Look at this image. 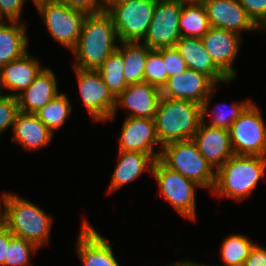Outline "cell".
Listing matches in <instances>:
<instances>
[{
	"label": "cell",
	"instance_id": "obj_22",
	"mask_svg": "<svg viewBox=\"0 0 266 266\" xmlns=\"http://www.w3.org/2000/svg\"><path fill=\"white\" fill-rule=\"evenodd\" d=\"M12 131V141L31 152L48 146L54 136L35 114L20 111L15 117Z\"/></svg>",
	"mask_w": 266,
	"mask_h": 266
},
{
	"label": "cell",
	"instance_id": "obj_11",
	"mask_svg": "<svg viewBox=\"0 0 266 266\" xmlns=\"http://www.w3.org/2000/svg\"><path fill=\"white\" fill-rule=\"evenodd\" d=\"M181 9L182 3L178 0H157L149 31L142 42L150 49L175 47L181 38Z\"/></svg>",
	"mask_w": 266,
	"mask_h": 266
},
{
	"label": "cell",
	"instance_id": "obj_7",
	"mask_svg": "<svg viewBox=\"0 0 266 266\" xmlns=\"http://www.w3.org/2000/svg\"><path fill=\"white\" fill-rule=\"evenodd\" d=\"M34 6L52 38L72 51L80 37L87 14L56 0L39 1Z\"/></svg>",
	"mask_w": 266,
	"mask_h": 266
},
{
	"label": "cell",
	"instance_id": "obj_14",
	"mask_svg": "<svg viewBox=\"0 0 266 266\" xmlns=\"http://www.w3.org/2000/svg\"><path fill=\"white\" fill-rule=\"evenodd\" d=\"M241 34L233 31L210 27L201 38L206 51L214 63L231 79L237 77L233 62L241 45Z\"/></svg>",
	"mask_w": 266,
	"mask_h": 266
},
{
	"label": "cell",
	"instance_id": "obj_38",
	"mask_svg": "<svg viewBox=\"0 0 266 266\" xmlns=\"http://www.w3.org/2000/svg\"><path fill=\"white\" fill-rule=\"evenodd\" d=\"M243 266H266V248L254 244Z\"/></svg>",
	"mask_w": 266,
	"mask_h": 266
},
{
	"label": "cell",
	"instance_id": "obj_34",
	"mask_svg": "<svg viewBox=\"0 0 266 266\" xmlns=\"http://www.w3.org/2000/svg\"><path fill=\"white\" fill-rule=\"evenodd\" d=\"M162 58L168 73V78L188 69L185 60L181 57L176 47L162 48Z\"/></svg>",
	"mask_w": 266,
	"mask_h": 266
},
{
	"label": "cell",
	"instance_id": "obj_30",
	"mask_svg": "<svg viewBox=\"0 0 266 266\" xmlns=\"http://www.w3.org/2000/svg\"><path fill=\"white\" fill-rule=\"evenodd\" d=\"M215 90H216V88L204 100V103L202 105V119H205L206 115L207 116H211L212 118H210V119L212 121L208 125L214 126V127H222V128L229 129L231 124L252 103V100L251 99H249V100L247 99L244 102L232 103V105L230 106V109H228V111H226L225 108L222 109V105L220 104V105H217L216 107H214L213 110L211 109L212 113L210 114L208 112V110L210 109L209 105H210L211 100H212V98L214 96L213 93H215Z\"/></svg>",
	"mask_w": 266,
	"mask_h": 266
},
{
	"label": "cell",
	"instance_id": "obj_23",
	"mask_svg": "<svg viewBox=\"0 0 266 266\" xmlns=\"http://www.w3.org/2000/svg\"><path fill=\"white\" fill-rule=\"evenodd\" d=\"M118 163L112 173L108 192L121 189L136 180L144 171H152L155 160L148 154L131 151H118Z\"/></svg>",
	"mask_w": 266,
	"mask_h": 266
},
{
	"label": "cell",
	"instance_id": "obj_36",
	"mask_svg": "<svg viewBox=\"0 0 266 266\" xmlns=\"http://www.w3.org/2000/svg\"><path fill=\"white\" fill-rule=\"evenodd\" d=\"M25 2L26 0H0V20L21 22Z\"/></svg>",
	"mask_w": 266,
	"mask_h": 266
},
{
	"label": "cell",
	"instance_id": "obj_27",
	"mask_svg": "<svg viewBox=\"0 0 266 266\" xmlns=\"http://www.w3.org/2000/svg\"><path fill=\"white\" fill-rule=\"evenodd\" d=\"M124 67L123 52L118 48L97 70L103 82L115 97L128 86L124 79Z\"/></svg>",
	"mask_w": 266,
	"mask_h": 266
},
{
	"label": "cell",
	"instance_id": "obj_4",
	"mask_svg": "<svg viewBox=\"0 0 266 266\" xmlns=\"http://www.w3.org/2000/svg\"><path fill=\"white\" fill-rule=\"evenodd\" d=\"M5 226L16 236L34 243L39 249L47 244L52 216L27 199L8 193Z\"/></svg>",
	"mask_w": 266,
	"mask_h": 266
},
{
	"label": "cell",
	"instance_id": "obj_24",
	"mask_svg": "<svg viewBox=\"0 0 266 266\" xmlns=\"http://www.w3.org/2000/svg\"><path fill=\"white\" fill-rule=\"evenodd\" d=\"M7 22L0 20V68L28 52L26 23Z\"/></svg>",
	"mask_w": 266,
	"mask_h": 266
},
{
	"label": "cell",
	"instance_id": "obj_39",
	"mask_svg": "<svg viewBox=\"0 0 266 266\" xmlns=\"http://www.w3.org/2000/svg\"><path fill=\"white\" fill-rule=\"evenodd\" d=\"M13 236L14 235L6 226L0 229V266H5L7 249L9 247L10 239Z\"/></svg>",
	"mask_w": 266,
	"mask_h": 266
},
{
	"label": "cell",
	"instance_id": "obj_33",
	"mask_svg": "<svg viewBox=\"0 0 266 266\" xmlns=\"http://www.w3.org/2000/svg\"><path fill=\"white\" fill-rule=\"evenodd\" d=\"M19 112L15 96L0 93V134L9 127L13 129L15 117Z\"/></svg>",
	"mask_w": 266,
	"mask_h": 266
},
{
	"label": "cell",
	"instance_id": "obj_44",
	"mask_svg": "<svg viewBox=\"0 0 266 266\" xmlns=\"http://www.w3.org/2000/svg\"><path fill=\"white\" fill-rule=\"evenodd\" d=\"M260 29L266 30V22L263 24V26Z\"/></svg>",
	"mask_w": 266,
	"mask_h": 266
},
{
	"label": "cell",
	"instance_id": "obj_42",
	"mask_svg": "<svg viewBox=\"0 0 266 266\" xmlns=\"http://www.w3.org/2000/svg\"><path fill=\"white\" fill-rule=\"evenodd\" d=\"M181 3H202L204 0H178Z\"/></svg>",
	"mask_w": 266,
	"mask_h": 266
},
{
	"label": "cell",
	"instance_id": "obj_10",
	"mask_svg": "<svg viewBox=\"0 0 266 266\" xmlns=\"http://www.w3.org/2000/svg\"><path fill=\"white\" fill-rule=\"evenodd\" d=\"M79 92L92 120L105 122L112 117L116 105V97L94 70L74 68Z\"/></svg>",
	"mask_w": 266,
	"mask_h": 266
},
{
	"label": "cell",
	"instance_id": "obj_37",
	"mask_svg": "<svg viewBox=\"0 0 266 266\" xmlns=\"http://www.w3.org/2000/svg\"><path fill=\"white\" fill-rule=\"evenodd\" d=\"M67 7L82 11L88 14H96L106 10L102 0H56Z\"/></svg>",
	"mask_w": 266,
	"mask_h": 266
},
{
	"label": "cell",
	"instance_id": "obj_20",
	"mask_svg": "<svg viewBox=\"0 0 266 266\" xmlns=\"http://www.w3.org/2000/svg\"><path fill=\"white\" fill-rule=\"evenodd\" d=\"M42 69L39 60L32 57L29 51L10 61L0 68V93L4 94L3 89H9L12 93L7 95L16 97L35 80Z\"/></svg>",
	"mask_w": 266,
	"mask_h": 266
},
{
	"label": "cell",
	"instance_id": "obj_25",
	"mask_svg": "<svg viewBox=\"0 0 266 266\" xmlns=\"http://www.w3.org/2000/svg\"><path fill=\"white\" fill-rule=\"evenodd\" d=\"M123 52L124 79L127 85L144 82V70L148 52L151 50L143 42H119Z\"/></svg>",
	"mask_w": 266,
	"mask_h": 266
},
{
	"label": "cell",
	"instance_id": "obj_43",
	"mask_svg": "<svg viewBox=\"0 0 266 266\" xmlns=\"http://www.w3.org/2000/svg\"><path fill=\"white\" fill-rule=\"evenodd\" d=\"M105 5H107L112 0H102Z\"/></svg>",
	"mask_w": 266,
	"mask_h": 266
},
{
	"label": "cell",
	"instance_id": "obj_41",
	"mask_svg": "<svg viewBox=\"0 0 266 266\" xmlns=\"http://www.w3.org/2000/svg\"><path fill=\"white\" fill-rule=\"evenodd\" d=\"M169 266H211V265L200 264L190 260H181L179 262L172 263V265L169 264Z\"/></svg>",
	"mask_w": 266,
	"mask_h": 266
},
{
	"label": "cell",
	"instance_id": "obj_1",
	"mask_svg": "<svg viewBox=\"0 0 266 266\" xmlns=\"http://www.w3.org/2000/svg\"><path fill=\"white\" fill-rule=\"evenodd\" d=\"M119 42L112 17L106 12L88 14L75 48L73 68L97 71L118 49Z\"/></svg>",
	"mask_w": 266,
	"mask_h": 266
},
{
	"label": "cell",
	"instance_id": "obj_2",
	"mask_svg": "<svg viewBox=\"0 0 266 266\" xmlns=\"http://www.w3.org/2000/svg\"><path fill=\"white\" fill-rule=\"evenodd\" d=\"M265 173L266 157L234 154L216 170L211 194L242 201L251 195Z\"/></svg>",
	"mask_w": 266,
	"mask_h": 266
},
{
	"label": "cell",
	"instance_id": "obj_19",
	"mask_svg": "<svg viewBox=\"0 0 266 266\" xmlns=\"http://www.w3.org/2000/svg\"><path fill=\"white\" fill-rule=\"evenodd\" d=\"M55 75L49 67H44L35 80L16 96L20 112L35 114L60 94Z\"/></svg>",
	"mask_w": 266,
	"mask_h": 266
},
{
	"label": "cell",
	"instance_id": "obj_12",
	"mask_svg": "<svg viewBox=\"0 0 266 266\" xmlns=\"http://www.w3.org/2000/svg\"><path fill=\"white\" fill-rule=\"evenodd\" d=\"M216 86L217 84L209 76L188 68L168 78L161 89V96L189 100L202 106Z\"/></svg>",
	"mask_w": 266,
	"mask_h": 266
},
{
	"label": "cell",
	"instance_id": "obj_17",
	"mask_svg": "<svg viewBox=\"0 0 266 266\" xmlns=\"http://www.w3.org/2000/svg\"><path fill=\"white\" fill-rule=\"evenodd\" d=\"M160 97L161 89L147 82L128 85L116 97L115 109L108 121L116 116L115 114L118 112L119 106L131 112L127 117L154 119Z\"/></svg>",
	"mask_w": 266,
	"mask_h": 266
},
{
	"label": "cell",
	"instance_id": "obj_28",
	"mask_svg": "<svg viewBox=\"0 0 266 266\" xmlns=\"http://www.w3.org/2000/svg\"><path fill=\"white\" fill-rule=\"evenodd\" d=\"M71 113L72 105L69 102L68 95L61 92L43 108L39 109L35 115L54 134L55 130L60 129L65 124Z\"/></svg>",
	"mask_w": 266,
	"mask_h": 266
},
{
	"label": "cell",
	"instance_id": "obj_35",
	"mask_svg": "<svg viewBox=\"0 0 266 266\" xmlns=\"http://www.w3.org/2000/svg\"><path fill=\"white\" fill-rule=\"evenodd\" d=\"M249 18L260 29L266 22V0H238Z\"/></svg>",
	"mask_w": 266,
	"mask_h": 266
},
{
	"label": "cell",
	"instance_id": "obj_18",
	"mask_svg": "<svg viewBox=\"0 0 266 266\" xmlns=\"http://www.w3.org/2000/svg\"><path fill=\"white\" fill-rule=\"evenodd\" d=\"M209 25L235 33L259 30L238 0H204Z\"/></svg>",
	"mask_w": 266,
	"mask_h": 266
},
{
	"label": "cell",
	"instance_id": "obj_29",
	"mask_svg": "<svg viewBox=\"0 0 266 266\" xmlns=\"http://www.w3.org/2000/svg\"><path fill=\"white\" fill-rule=\"evenodd\" d=\"M254 243L243 234H230L221 243L220 256L224 266H243ZM217 266V265H211Z\"/></svg>",
	"mask_w": 266,
	"mask_h": 266
},
{
	"label": "cell",
	"instance_id": "obj_40",
	"mask_svg": "<svg viewBox=\"0 0 266 266\" xmlns=\"http://www.w3.org/2000/svg\"><path fill=\"white\" fill-rule=\"evenodd\" d=\"M7 194L8 193H3L2 197H0V229L5 227V221H6L5 205H6ZM2 205H3L4 209H3Z\"/></svg>",
	"mask_w": 266,
	"mask_h": 266
},
{
	"label": "cell",
	"instance_id": "obj_15",
	"mask_svg": "<svg viewBox=\"0 0 266 266\" xmlns=\"http://www.w3.org/2000/svg\"><path fill=\"white\" fill-rule=\"evenodd\" d=\"M192 140L215 171L234 155L229 129L207 125L206 119H202Z\"/></svg>",
	"mask_w": 266,
	"mask_h": 266
},
{
	"label": "cell",
	"instance_id": "obj_3",
	"mask_svg": "<svg viewBox=\"0 0 266 266\" xmlns=\"http://www.w3.org/2000/svg\"><path fill=\"white\" fill-rule=\"evenodd\" d=\"M154 120L160 147L190 140L202 121V106L189 100L161 96Z\"/></svg>",
	"mask_w": 266,
	"mask_h": 266
},
{
	"label": "cell",
	"instance_id": "obj_9",
	"mask_svg": "<svg viewBox=\"0 0 266 266\" xmlns=\"http://www.w3.org/2000/svg\"><path fill=\"white\" fill-rule=\"evenodd\" d=\"M260 108L252 102L229 128L235 155L266 157V124Z\"/></svg>",
	"mask_w": 266,
	"mask_h": 266
},
{
	"label": "cell",
	"instance_id": "obj_26",
	"mask_svg": "<svg viewBox=\"0 0 266 266\" xmlns=\"http://www.w3.org/2000/svg\"><path fill=\"white\" fill-rule=\"evenodd\" d=\"M207 13L202 3H182L179 17L181 37L202 38L209 30Z\"/></svg>",
	"mask_w": 266,
	"mask_h": 266
},
{
	"label": "cell",
	"instance_id": "obj_6",
	"mask_svg": "<svg viewBox=\"0 0 266 266\" xmlns=\"http://www.w3.org/2000/svg\"><path fill=\"white\" fill-rule=\"evenodd\" d=\"M157 0H112L106 12L112 17L119 42H141L147 35Z\"/></svg>",
	"mask_w": 266,
	"mask_h": 266
},
{
	"label": "cell",
	"instance_id": "obj_31",
	"mask_svg": "<svg viewBox=\"0 0 266 266\" xmlns=\"http://www.w3.org/2000/svg\"><path fill=\"white\" fill-rule=\"evenodd\" d=\"M38 250L39 248L34 243L13 236L7 249L5 266H32L30 256Z\"/></svg>",
	"mask_w": 266,
	"mask_h": 266
},
{
	"label": "cell",
	"instance_id": "obj_8",
	"mask_svg": "<svg viewBox=\"0 0 266 266\" xmlns=\"http://www.w3.org/2000/svg\"><path fill=\"white\" fill-rule=\"evenodd\" d=\"M151 174L159 185L160 196H163L180 216L191 221L196 220L195 190L202 187L182 174L170 170L159 160H155Z\"/></svg>",
	"mask_w": 266,
	"mask_h": 266
},
{
	"label": "cell",
	"instance_id": "obj_45",
	"mask_svg": "<svg viewBox=\"0 0 266 266\" xmlns=\"http://www.w3.org/2000/svg\"><path fill=\"white\" fill-rule=\"evenodd\" d=\"M39 1H43V0H32V2L34 3V5L39 2Z\"/></svg>",
	"mask_w": 266,
	"mask_h": 266
},
{
	"label": "cell",
	"instance_id": "obj_32",
	"mask_svg": "<svg viewBox=\"0 0 266 266\" xmlns=\"http://www.w3.org/2000/svg\"><path fill=\"white\" fill-rule=\"evenodd\" d=\"M168 80V73L162 58V48L148 52L144 70V82L162 89Z\"/></svg>",
	"mask_w": 266,
	"mask_h": 266
},
{
	"label": "cell",
	"instance_id": "obj_13",
	"mask_svg": "<svg viewBox=\"0 0 266 266\" xmlns=\"http://www.w3.org/2000/svg\"><path fill=\"white\" fill-rule=\"evenodd\" d=\"M118 151L141 152L158 160L161 149L154 150L160 144L156 135L155 120L151 118L126 117L121 128Z\"/></svg>",
	"mask_w": 266,
	"mask_h": 266
},
{
	"label": "cell",
	"instance_id": "obj_16",
	"mask_svg": "<svg viewBox=\"0 0 266 266\" xmlns=\"http://www.w3.org/2000/svg\"><path fill=\"white\" fill-rule=\"evenodd\" d=\"M79 230L76 252L83 266H120L109 240L86 219Z\"/></svg>",
	"mask_w": 266,
	"mask_h": 266
},
{
	"label": "cell",
	"instance_id": "obj_21",
	"mask_svg": "<svg viewBox=\"0 0 266 266\" xmlns=\"http://www.w3.org/2000/svg\"><path fill=\"white\" fill-rule=\"evenodd\" d=\"M187 68L209 76L216 84L232 80L214 63L201 38L181 37L175 45Z\"/></svg>",
	"mask_w": 266,
	"mask_h": 266
},
{
	"label": "cell",
	"instance_id": "obj_5",
	"mask_svg": "<svg viewBox=\"0 0 266 266\" xmlns=\"http://www.w3.org/2000/svg\"><path fill=\"white\" fill-rule=\"evenodd\" d=\"M158 160L170 170L182 174L187 179L212 192L216 171L200 154L192 139L162 146Z\"/></svg>",
	"mask_w": 266,
	"mask_h": 266
}]
</instances>
